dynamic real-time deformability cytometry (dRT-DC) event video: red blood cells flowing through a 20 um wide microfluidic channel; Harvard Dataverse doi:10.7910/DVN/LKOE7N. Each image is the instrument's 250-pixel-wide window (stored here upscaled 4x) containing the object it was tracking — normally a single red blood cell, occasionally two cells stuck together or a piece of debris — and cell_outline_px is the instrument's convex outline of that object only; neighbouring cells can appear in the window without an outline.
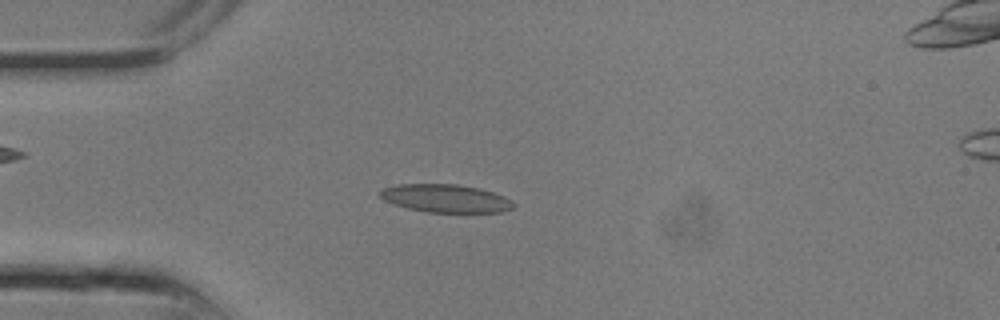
{"species": "common noctule bat (a hibernating species)", "species_latin": "Nyctalus noctula", "temperature_condition": "room temperature", "stored_images_in_passage": 10, "camera_frame_rate_fps": 3000, "um_per_image_px": 0.085, "animal": {"sex": "male", "body_mass_g": 13.3}, "frame": {"image": 1, "passage_image": 5, "time_ms": 1.333, "image_size_px": [1000, 320], "cell_outline_px": [[516, 204], [512, 208], [500, 212], [428, 212], [408, 208], [392, 204], [384, 200], [376, 192], [384, 188], [396, 184], [456, 184], [480, 188], [504, 196], [512, 200]], "centroid_in_image_um": [37.85, 16.85], "position_along_channel_um": 47.1, "area_um2": 21.91}}
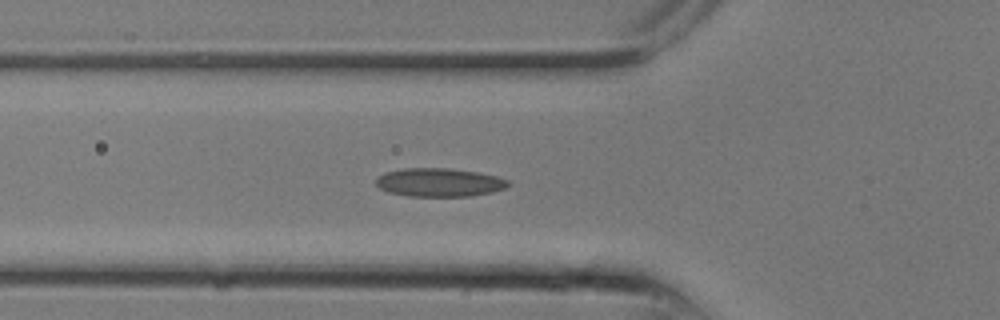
{"frame": {"image": 2, "passage_image": 7, "time_ms": 2.0, "image_size_px": [1000, 320], "cell_outline_px": [[508, 184], [504, 188], [492, 192], [472, 196], [408, 196], [388, 192], [380, 188], [376, 184], [376, 176], [384, 172], [404, 168], [448, 168], [480, 172], [496, 176], [508, 180]], "centroid_in_image_um": [37.3, 15.5], "position_along_channel_um": 88.5, "area_um2": 22.02}}
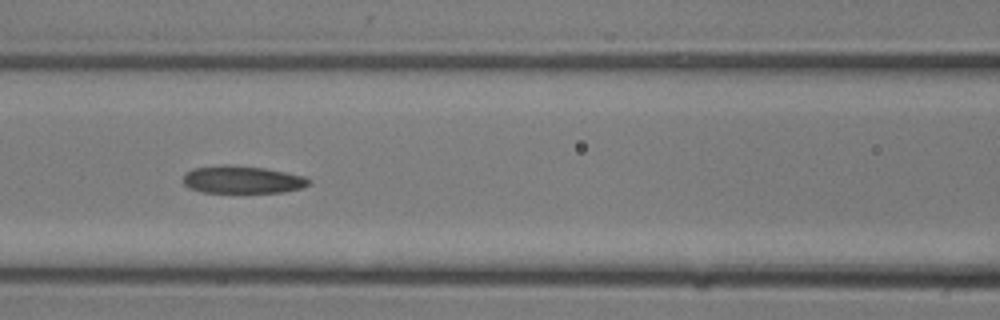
{"frame": {"image": 3, "passage_image": 9, "time_ms": 2.667, "image_size_px": [1000, 320], "cell_outline_px": [[312, 180], [308, 184], [300, 188], [284, 192], [200, 192], [188, 188], [184, 184], [184, 176], [192, 168], [224, 164], [228, 164], [264, 168], [304, 176]], "centroid_in_image_um": [20.57, 15.26], "position_along_channel_um": 146.0, "area_um2": 20.11}}